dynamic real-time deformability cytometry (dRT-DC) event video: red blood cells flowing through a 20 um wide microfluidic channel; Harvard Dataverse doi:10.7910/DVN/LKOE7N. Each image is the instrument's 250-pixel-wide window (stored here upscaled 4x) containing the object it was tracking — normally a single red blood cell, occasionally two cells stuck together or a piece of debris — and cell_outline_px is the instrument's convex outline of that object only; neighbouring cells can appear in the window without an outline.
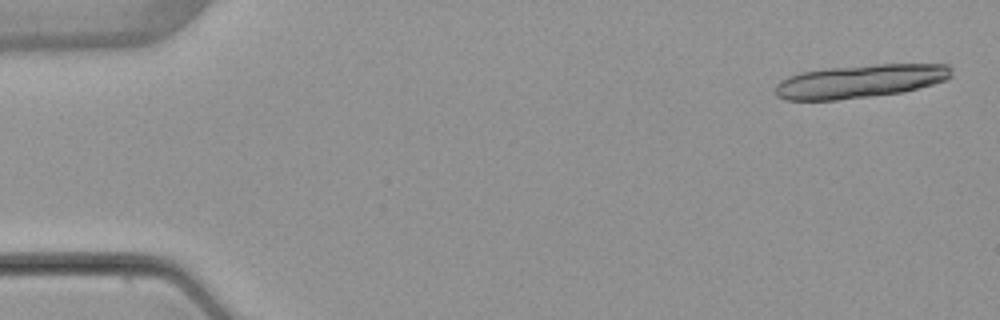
{"species": "common noctule bat (a hibernating species)", "species_latin": "Nyctalus noctula", "temperature_condition": "warm", "stored_images_in_passage": 5, "camera_frame_rate_fps": 3000, "um_per_image_px": 0.085, "animal": {"sex": "female", "body_mass_g": 22.7, "forearm_length_mm": 54.2}, "frame": {"image": 1, "passage_image": 1, "time_ms": 0.0, "image_size_px": [1000, 320], "cell_outline_px": [[952, 76], [948, 80], [904, 92], [872, 96], [836, 100], [784, 100], [776, 96], [776, 84], [780, 80], [788, 76], [800, 72], [828, 68], [876, 64], [948, 64], [952, 68]], "centroid_in_image_um": [73.13, 6.9], "position_along_channel_um": 11.9, "area_um2": 34.51}}